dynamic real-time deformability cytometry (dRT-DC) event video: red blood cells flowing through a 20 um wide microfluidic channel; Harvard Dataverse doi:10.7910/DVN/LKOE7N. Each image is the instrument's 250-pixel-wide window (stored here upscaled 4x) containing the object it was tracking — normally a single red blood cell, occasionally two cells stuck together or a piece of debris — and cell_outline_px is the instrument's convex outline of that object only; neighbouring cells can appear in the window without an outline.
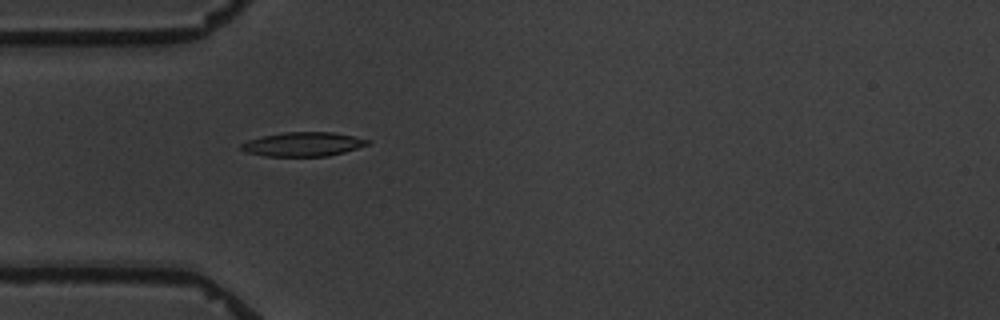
{"species": "common noctule bat (a hibernating species)", "species_latin": "Nyctalus noctula", "temperature_condition": "warm", "stored_images_in_passage": 4, "camera_frame_rate_fps": 3000, "um_per_image_px": 0.085, "animal": {"sex": "male", "body_mass_g": 19.5, "forearm_length_mm": 54.6}, "frame": {"image": 1, "passage_image": 4, "time_ms": 4.667, "image_size_px": [1000, 320], "cell_outline_px": [[372, 140], [368, 144], [344, 152], [328, 156], [264, 156], [248, 152], [240, 148], [240, 144], [248, 140], [264, 136], [284, 132], [332, 132]], "centroid_in_image_um": [25.76, 12.26], "position_along_channel_um": 59.2, "area_um2": 17.57}}